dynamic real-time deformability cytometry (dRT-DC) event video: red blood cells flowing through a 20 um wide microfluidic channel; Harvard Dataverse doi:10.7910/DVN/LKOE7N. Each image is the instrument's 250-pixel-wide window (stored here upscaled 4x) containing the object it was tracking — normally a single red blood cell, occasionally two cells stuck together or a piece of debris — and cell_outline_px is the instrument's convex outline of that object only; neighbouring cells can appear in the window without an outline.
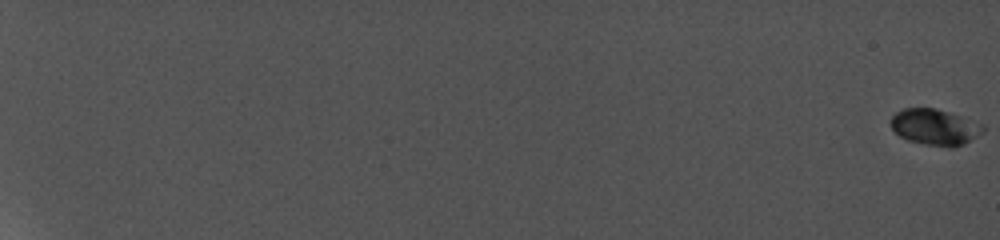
{"species": "common noctule bat (a hibernating species)", "species_latin": "Nyctalus noctula", "temperature_condition": "cold", "stored_images_in_passage": 10, "camera_frame_rate_fps": 5000, "um_per_image_px": 0.085, "animal": {"sex": "female", "body_mass_g": 19.0, "forearm_length_mm": 56.7}, "frame": {"image": 1, "passage_image": 1, "time_ms": 0.0, "image_size_px": [1000, 240], "cell_outline_px": [[984, 132], [964, 144], [928, 144], [908, 140], [900, 136], [892, 128], [888, 120], [896, 112], [904, 108], [936, 108], [984, 124]], "centroid_in_image_um": [79.44, 10.75], "position_along_channel_um": 5.6, "area_um2": 18.84}}
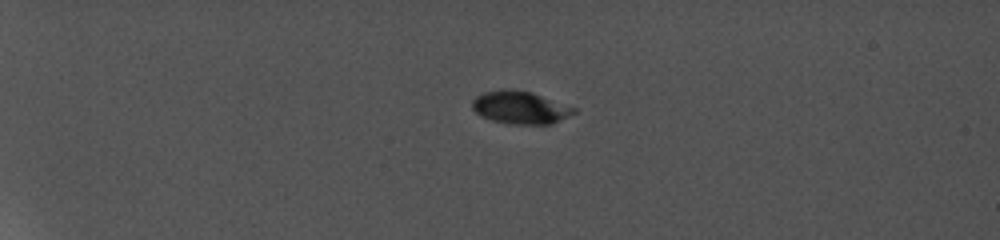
{"frame": {"image": 2, "passage_image": 8, "time_ms": 6.2, "image_size_px": [1000, 240], "cell_outline_px": [[576, 112], [548, 124], [520, 124], [492, 120], [476, 112], [472, 108], [472, 100], [476, 96], [484, 92], [500, 88], [512, 88], [532, 92], [576, 108]], "centroid_in_image_um": [44.19, 9.1], "position_along_channel_um": 40.8, "area_um2": 19.13}}